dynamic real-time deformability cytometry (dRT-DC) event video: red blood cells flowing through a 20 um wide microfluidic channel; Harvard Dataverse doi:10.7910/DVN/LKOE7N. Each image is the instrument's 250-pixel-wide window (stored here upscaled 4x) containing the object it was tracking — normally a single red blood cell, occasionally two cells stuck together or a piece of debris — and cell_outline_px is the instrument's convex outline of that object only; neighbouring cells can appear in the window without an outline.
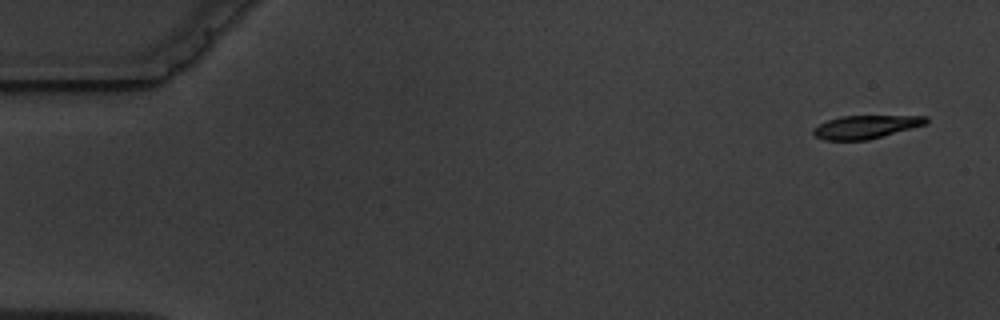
{"species": "common noctule bat (a hibernating species)", "species_latin": "Nyctalus noctula", "temperature_condition": "warm", "stored_images_in_passage": 4, "camera_frame_rate_fps": 3000, "um_per_image_px": 0.085, "animal": {"sex": "male", "body_mass_g": 19.5, "forearm_length_mm": 54.6}, "frame": {"image": 1, "passage_image": 1, "time_ms": 0.0, "image_size_px": [1000, 320], "cell_outline_px": [[928, 124], [868, 140], [824, 140], [816, 136], [812, 132], [812, 128], [828, 120], [840, 116], [928, 116]], "centroid_in_image_um": [73.6, 10.79], "position_along_channel_um": 11.4, "area_um2": 15.26}}